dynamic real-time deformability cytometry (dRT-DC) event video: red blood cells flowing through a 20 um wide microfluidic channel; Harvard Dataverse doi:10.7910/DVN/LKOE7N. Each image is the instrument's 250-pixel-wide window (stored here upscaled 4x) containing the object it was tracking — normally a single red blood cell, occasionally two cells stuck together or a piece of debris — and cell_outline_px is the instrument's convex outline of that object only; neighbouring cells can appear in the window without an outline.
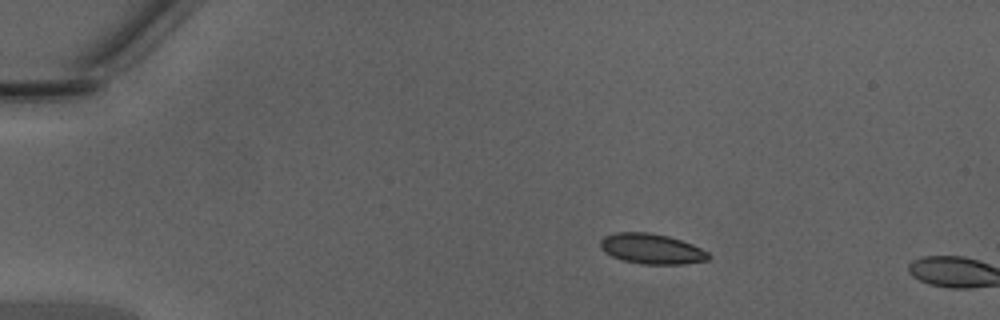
{"species": "Egyptian fruit bat (a non-hibernating species)", "species_latin": "Rousettus aegyptiacus", "temperature_condition": "warm", "stored_images_in_passage": 3, "camera_frame_rate_fps": 3000, "um_per_image_px": 0.085, "animal": {"sex": "male"}, "frame": {"image": 1, "passage_image": 1, "time_ms": 0.0, "image_size_px": [1000, 320], "cell_outline_px": [[712, 256], [708, 260], [680, 264], [644, 264], [620, 260], [604, 252], [600, 248], [600, 240], [604, 236], [616, 232], [648, 232], [668, 236], [692, 244], [708, 252]], "centroid_in_image_um": [55.36, 21.15], "position_along_channel_um": 29.6, "area_um2": 19.13}}